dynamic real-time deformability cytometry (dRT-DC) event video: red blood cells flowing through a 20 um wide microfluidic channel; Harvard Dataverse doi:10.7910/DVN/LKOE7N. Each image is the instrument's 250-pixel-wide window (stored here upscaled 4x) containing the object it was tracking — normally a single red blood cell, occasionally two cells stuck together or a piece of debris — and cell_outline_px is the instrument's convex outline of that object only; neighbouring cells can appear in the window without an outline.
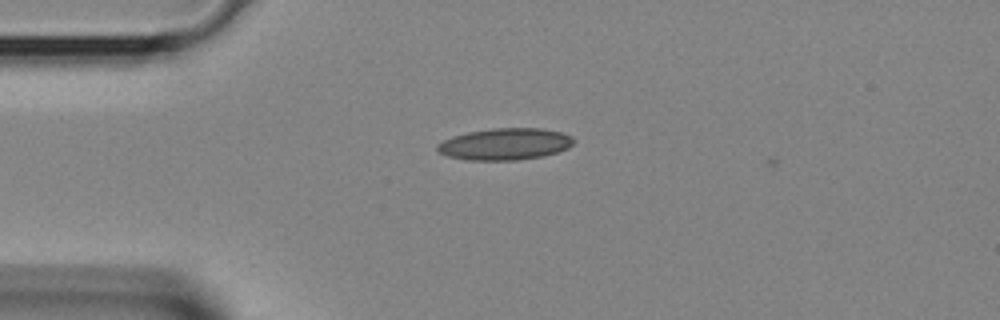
{"species": "Egyptian fruit bat (a non-hibernating species)", "species_latin": "Rousettus aegyptiacus", "temperature_condition": "room temperature", "stored_images_in_passage": 6, "camera_frame_rate_fps": 3000, "um_per_image_px": 0.085, "animal": {"sex": "female"}, "frame": {"image": 1, "passage_image": 4, "time_ms": 1.0, "image_size_px": [1000, 320], "cell_outline_px": [[576, 140], [568, 148], [544, 156], [516, 160], [468, 160], [448, 156], [440, 152], [436, 148], [436, 144], [452, 136], [468, 132], [492, 128], [540, 128], [560, 132], [572, 136]], "centroid_in_image_um": [42.93, 12.24], "position_along_channel_um": 42.1, "area_um2": 25.2}}